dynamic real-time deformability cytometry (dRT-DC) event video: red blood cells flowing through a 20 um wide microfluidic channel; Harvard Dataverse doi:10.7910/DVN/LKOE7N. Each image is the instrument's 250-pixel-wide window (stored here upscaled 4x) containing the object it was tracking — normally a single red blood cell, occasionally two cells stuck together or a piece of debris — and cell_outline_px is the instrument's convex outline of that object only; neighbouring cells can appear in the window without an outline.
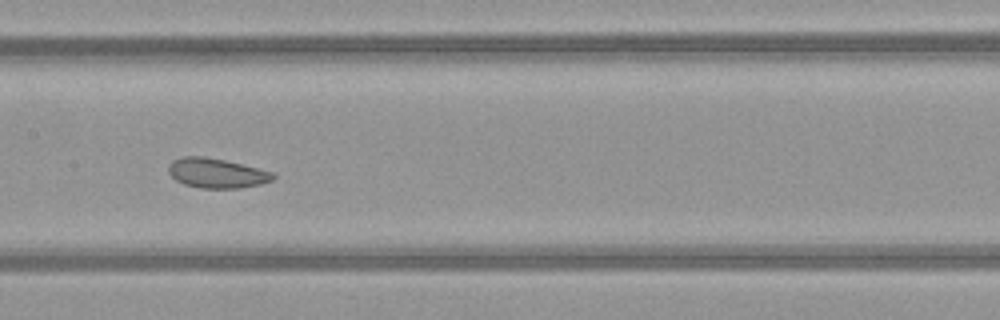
{"species": "common noctule bat (a hibernating species)", "species_latin": "Nyctalus noctula", "temperature_condition": "warm", "stored_images_in_passage": 36, "camera_frame_rate_fps": 3000, "um_per_image_px": 0.085, "animal": {"sex": "female", "body_mass_g": 21.9}, "frame": {"image": 1, "passage_image": 11, "time_ms": 3.333, "image_size_px": [1000, 320], "cell_outline_px": [[276, 176], [272, 180], [260, 184], [240, 188], [200, 188], [184, 184], [176, 180], [168, 172], [168, 164], [172, 160], [180, 156], [204, 156], [224, 160], [276, 172]], "centroid_in_image_um": [18.41, 14.71], "position_along_channel_um": 189.0, "area_um2": 18.26}, "authors_computed_cell_mechanics": {"area_um2": 18.9295, "velocity_mm_per_s": 4.0609, "shape_relaxation_time_tau1_ms": 9.1301, "shape_relaxation_time_tau2_ms": 2.0096, "deformation_change_tau1": 0.0932, "deformation_change_tau2": 0.0863}}